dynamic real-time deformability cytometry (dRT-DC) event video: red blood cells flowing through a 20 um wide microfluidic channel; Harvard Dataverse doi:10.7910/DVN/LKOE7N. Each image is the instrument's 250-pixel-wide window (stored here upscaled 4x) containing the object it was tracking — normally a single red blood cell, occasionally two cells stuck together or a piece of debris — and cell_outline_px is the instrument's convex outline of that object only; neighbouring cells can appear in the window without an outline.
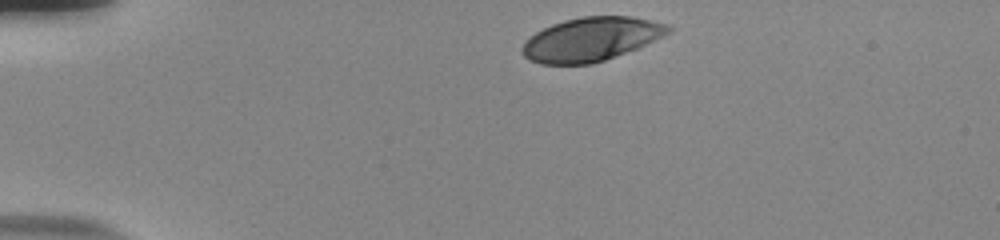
{"species": "human", "species_latin": "Homo sapiens", "temperature_condition": "room temperature", "stored_images_in_passage": 36, "camera_frame_rate_fps": 3000, "um_per_image_px": 0.085, "donor": {"sex": "male"}, "frame": {"image": 1, "passage_image": 1, "time_ms": 0.0, "image_size_px": [1000, 240], "cell_outline_px": [[672, 32], [664, 36], [636, 48], [604, 60], [592, 64], [540, 64], [524, 56], [520, 48], [524, 40], [536, 32], [552, 24], [564, 20], [584, 16], [632, 16], [668, 24], [672, 28]], "centroid_in_image_um": [50.23, 3.32], "position_along_channel_um": 34.8, "area_um2": 37.17}}
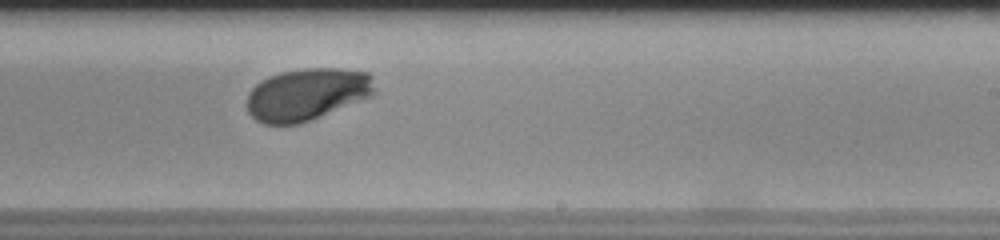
{"frame": {"image": 2, "passage_image": 24, "time_ms": 7.667, "image_size_px": [1000, 240], "cell_outline_px": [[376, 92], [372, 96], [300, 124], [264, 124], [256, 120], [248, 112], [248, 92], [256, 84], [268, 76], [280, 72], [304, 68], [340, 68], [368, 72], [372, 76]], "centroid_in_image_um": [26.11, 8.0], "position_along_channel_um": 262.9, "area_um2": 38.96}}
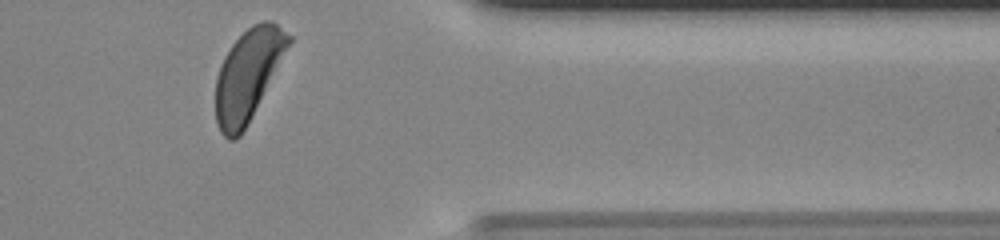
{"frame": {"image": 3, "passage_image": 35, "time_ms": 11.333, "image_size_px": [1000, 240], "cell_outline_px": [[292, 40], [240, 136], [236, 140], [228, 140], [220, 132], [216, 124], [216, 76], [220, 64], [224, 56], [232, 44], [252, 24], [264, 20], [268, 20], [276, 24], [292, 36]], "centroid_in_image_um": [21.04, 6.36], "position_along_channel_um": 390.4, "area_um2": 37.92}, "authors_computed_cell_mechanics": {"area_um2": 39.1306, "velocity_mm_per_s": 3.795, "shape_relaxation_time_tau1_ms": 2.6622, "shape_relaxation_time_tau2_ms": null, "deformation_change_tau1": 0.1585, "deformation_change_tau2": null}}